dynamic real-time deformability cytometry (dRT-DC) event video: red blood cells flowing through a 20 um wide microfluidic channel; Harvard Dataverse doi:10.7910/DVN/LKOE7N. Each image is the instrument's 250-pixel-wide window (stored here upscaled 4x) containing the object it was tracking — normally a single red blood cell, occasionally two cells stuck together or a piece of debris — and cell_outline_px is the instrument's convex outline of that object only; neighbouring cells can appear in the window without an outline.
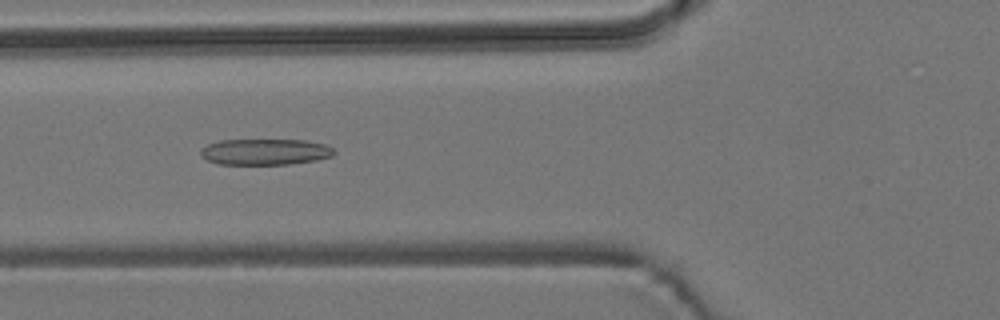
{"species": "common noctule bat (a hibernating species)", "species_latin": "Nyctalus noctula", "temperature_condition": "room temperature", "stored_images_in_passage": 12, "camera_frame_rate_fps": 3000, "um_per_image_px": 0.085, "animal": {"sex": "male", "body_mass_g": 19.2, "forearm_length_mm": 51.8}, "frame": {"image": 1, "passage_image": 8, "time_ms": 2.333, "image_size_px": [1000, 320], "cell_outline_px": [[336, 152], [332, 156], [316, 160], [288, 164], [220, 164], [208, 160], [200, 156], [200, 148], [208, 144], [220, 140], [304, 140], [324, 144], [332, 148]], "centroid_in_image_um": [22.51, 12.9], "position_along_channel_um": 103.3, "area_um2": 20.23}}
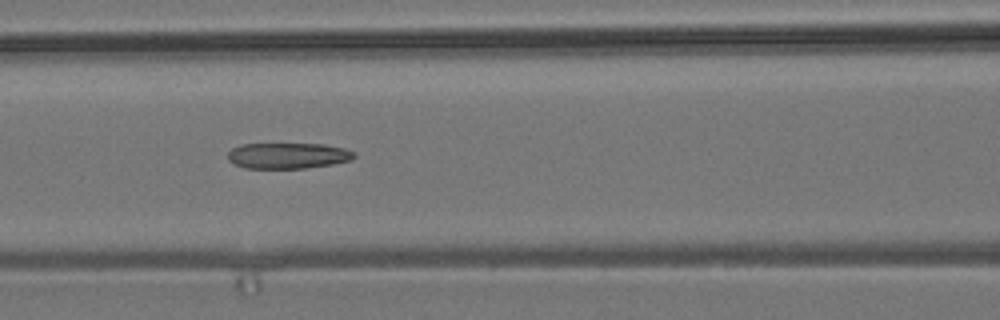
{"frame": {"image": 2, "passage_image": 11, "time_ms": 3.333, "image_size_px": [1000, 320], "cell_outline_px": [[356, 156], [352, 160], [332, 164], [304, 168], [244, 168], [228, 160], [228, 152], [232, 148], [240, 144], [324, 144], [344, 148], [356, 152]], "centroid_in_image_um": [24.49, 13.22], "position_along_channel_um": 142.1, "area_um2": 19.07}}